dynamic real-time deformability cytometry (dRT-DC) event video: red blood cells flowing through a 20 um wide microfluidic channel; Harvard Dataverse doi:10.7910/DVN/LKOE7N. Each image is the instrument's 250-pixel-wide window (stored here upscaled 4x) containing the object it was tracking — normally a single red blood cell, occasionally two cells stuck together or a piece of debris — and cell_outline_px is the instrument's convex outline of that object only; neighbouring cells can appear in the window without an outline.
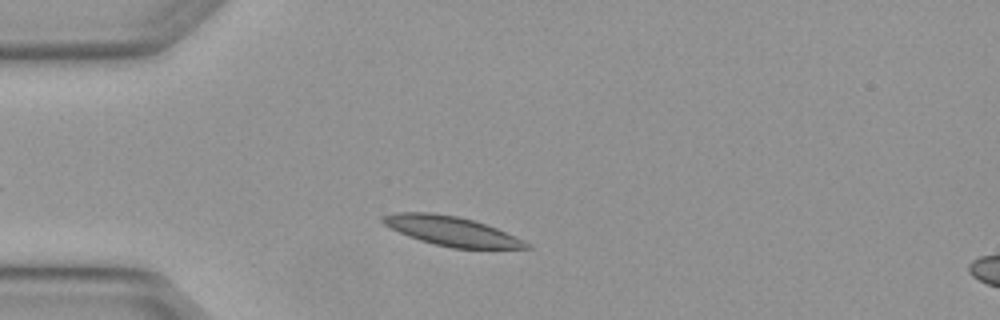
{"species": "Egyptian fruit bat (a non-hibernating species)", "species_latin": "Rousettus aegyptiacus", "temperature_condition": "warm", "stored_images_in_passage": 3, "segment_of_instrument_passage": [1, 2], "camera_frame_rate_fps": 3000, "um_per_image_px": 0.085, "animal": {"sex": "female"}, "frame": {"image": 1, "passage_image": 2, "time_ms": 0.333, "image_size_px": [1000, 320], "cell_outline_px": [[532, 248], [452, 248], [432, 244], [408, 236], [384, 224], [380, 220], [380, 216], [396, 212], [432, 212], [456, 216], [472, 220], [496, 228], [524, 240]], "centroid_in_image_um": [38.33, 19.63], "position_along_channel_um": 46.7, "area_um2": 24.33}}